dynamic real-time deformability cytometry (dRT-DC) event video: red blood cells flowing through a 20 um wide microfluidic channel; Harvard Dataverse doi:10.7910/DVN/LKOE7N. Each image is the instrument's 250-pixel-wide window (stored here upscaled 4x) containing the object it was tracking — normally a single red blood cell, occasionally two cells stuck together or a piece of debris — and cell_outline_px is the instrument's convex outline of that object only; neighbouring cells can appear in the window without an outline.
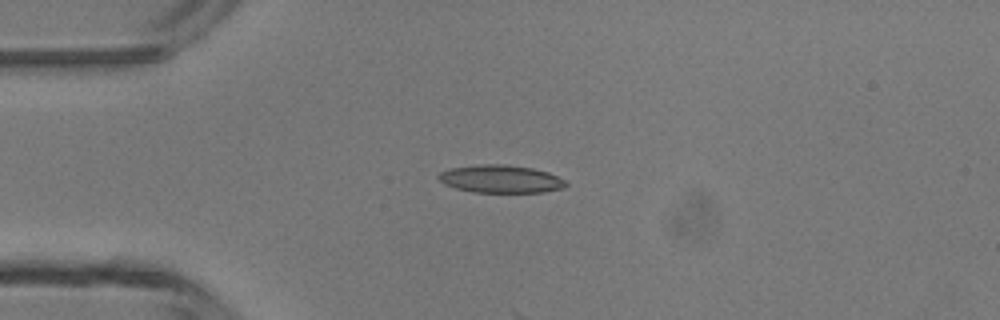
{"species": "common noctule bat (a hibernating species)", "species_latin": "Nyctalus noctula", "temperature_condition": "room temperature", "stored_images_in_passage": 5, "camera_frame_rate_fps": 3000, "um_per_image_px": 0.085, "animal": {"sex": "male", "body_mass_g": 13.3}, "frame": {"image": 1, "passage_image": 4, "time_ms": 3.667, "image_size_px": [1000, 320], "cell_outline_px": [[568, 184], [564, 188], [544, 192], [476, 192], [456, 188], [444, 184], [436, 176], [440, 172], [452, 168], [480, 164], [504, 164], [532, 168], [548, 172], [564, 180]], "centroid_in_image_um": [42.56, 15.21], "position_along_channel_um": 42.4, "area_um2": 20.52}}